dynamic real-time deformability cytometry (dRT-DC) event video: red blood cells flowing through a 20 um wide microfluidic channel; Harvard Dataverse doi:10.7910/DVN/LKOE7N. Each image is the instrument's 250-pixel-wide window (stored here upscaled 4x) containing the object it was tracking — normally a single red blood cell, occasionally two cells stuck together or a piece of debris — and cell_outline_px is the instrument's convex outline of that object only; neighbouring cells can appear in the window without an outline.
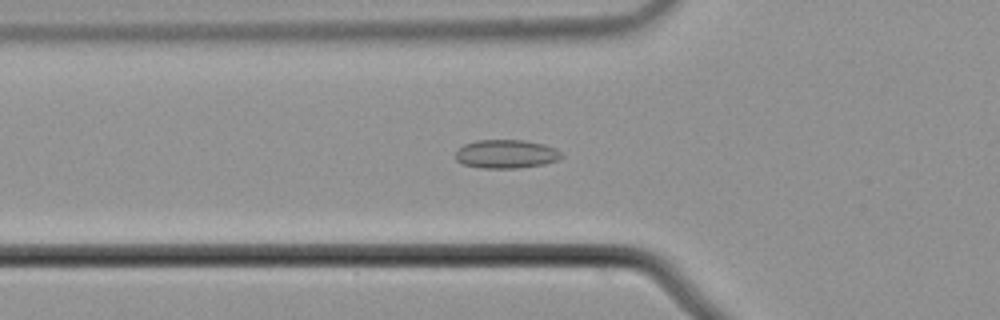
{"species": "common noctule bat (a hibernating species)", "species_latin": "Nyctalus noctula", "temperature_condition": "cold", "stored_images_in_passage": 52, "camera_frame_rate_fps": 3000, "um_per_image_px": 0.085, "animal": {"sex": "male", "body_mass_g": 21.5, "forearm_length_mm": 52.0}, "frame": {"image": 1, "passage_image": 16, "time_ms": 5.0, "image_size_px": [1000, 320], "cell_outline_px": [[564, 156], [556, 160], [544, 164], [520, 168], [480, 168], [464, 164], [456, 160], [456, 152], [464, 144], [476, 140], [524, 140], [544, 144], [556, 148]], "centroid_in_image_um": [43.03, 13.09], "position_along_channel_um": 82.8, "area_um2": 17.69}}
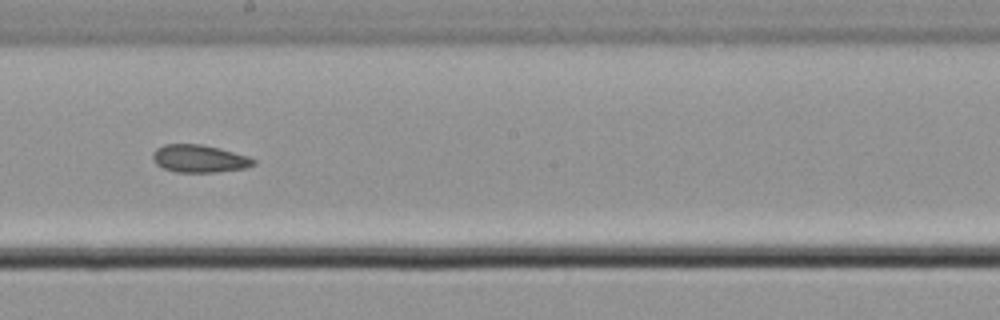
{"frame": {"image": 2, "passage_image": 28, "time_ms": 9.0, "image_size_px": [1000, 320], "cell_outline_px": [[256, 164], [244, 168], [216, 172], [176, 172], [164, 168], [156, 164], [152, 160], [152, 152], [156, 148], [164, 144], [200, 144], [220, 148], [248, 156], [256, 160]], "centroid_in_image_um": [16.92, 13.48], "position_along_channel_um": 231.3, "area_um2": 16.3}}
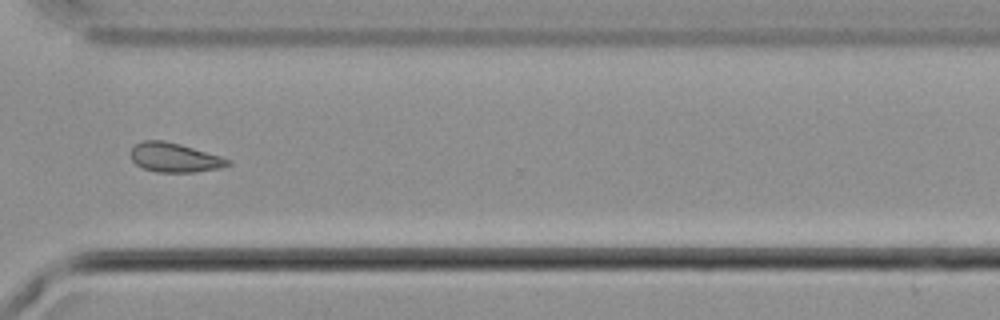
{"frame": {"image": 3, "passage_image": 38, "time_ms": 12.333, "image_size_px": [1000, 320], "cell_outline_px": [[232, 164], [224, 168], [196, 172], [156, 172], [144, 168], [136, 164], [132, 160], [128, 152], [136, 144], [144, 140], [164, 140], [180, 144], [220, 156], [232, 160]], "centroid_in_image_um": [14.86, 13.4], "position_along_channel_um": 355.7, "area_um2": 16.76}, "authors_computed_cell_mechanics": {"area_um2": 16.7042, "velocity_mm_per_s": 3.7203, "shape_relaxation_time_tau1_ms": null, "shape_relaxation_time_tau2_ms": 6.01, "deformation_change_tau1": null, "deformation_change_tau2": 0.0898}}